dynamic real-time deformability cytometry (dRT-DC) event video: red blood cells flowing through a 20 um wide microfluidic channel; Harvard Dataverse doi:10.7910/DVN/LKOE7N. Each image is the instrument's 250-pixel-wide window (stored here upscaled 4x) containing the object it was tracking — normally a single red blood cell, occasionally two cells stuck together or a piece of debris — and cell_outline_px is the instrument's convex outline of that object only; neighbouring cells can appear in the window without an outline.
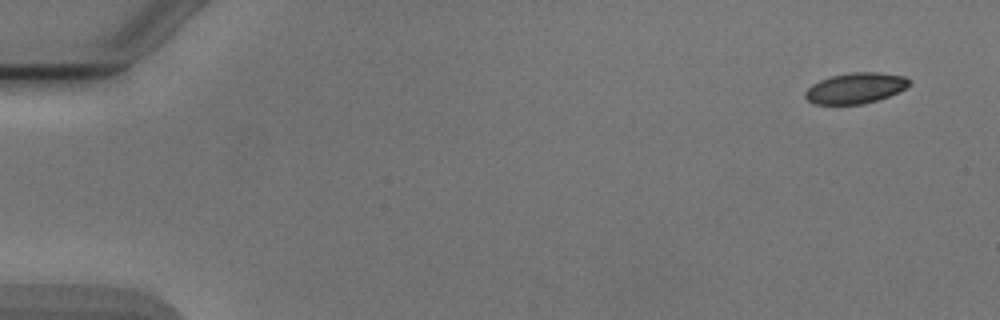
{"species": "Egyptian fruit bat (a non-hibernating species)", "species_latin": "Rousettus aegyptiacus", "temperature_condition": "cold", "stored_images_in_passage": 6, "camera_frame_rate_fps": 3000, "um_per_image_px": 0.085, "animal": {"sex": "male"}, "frame": {"image": 1, "passage_image": 1, "time_ms": 0.0, "image_size_px": [1000, 320], "cell_outline_px": [[912, 84], [888, 96], [864, 104], [812, 104], [804, 96], [804, 92], [812, 84], [820, 80], [832, 76], [848, 72], [880, 72], [904, 76]], "centroid_in_image_um": [72.69, 7.48], "position_along_channel_um": 12.3, "area_um2": 18.55}}
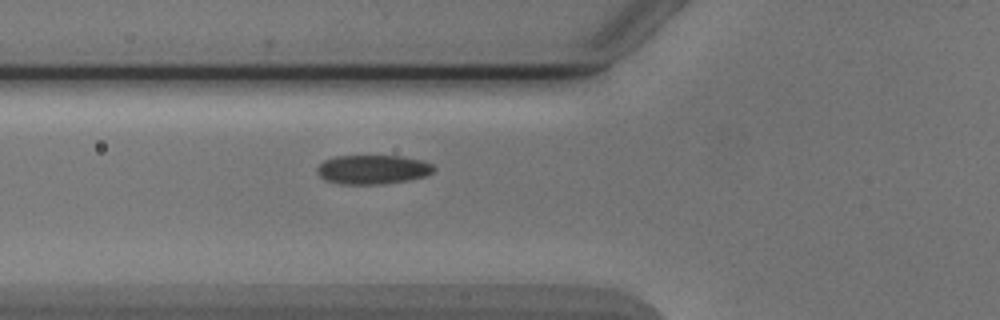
{"frame": {"image": 2, "passage_image": 6, "time_ms": 5.667, "image_size_px": [1000, 320], "cell_outline_px": [[436, 168], [432, 172], [424, 176], [408, 180], [380, 184], [340, 184], [324, 180], [316, 172], [316, 168], [324, 160], [332, 156], [404, 156], [424, 160], [432, 164]], "centroid_in_image_um": [31.67, 14.4], "position_along_channel_um": 94.1, "area_um2": 20.0}}